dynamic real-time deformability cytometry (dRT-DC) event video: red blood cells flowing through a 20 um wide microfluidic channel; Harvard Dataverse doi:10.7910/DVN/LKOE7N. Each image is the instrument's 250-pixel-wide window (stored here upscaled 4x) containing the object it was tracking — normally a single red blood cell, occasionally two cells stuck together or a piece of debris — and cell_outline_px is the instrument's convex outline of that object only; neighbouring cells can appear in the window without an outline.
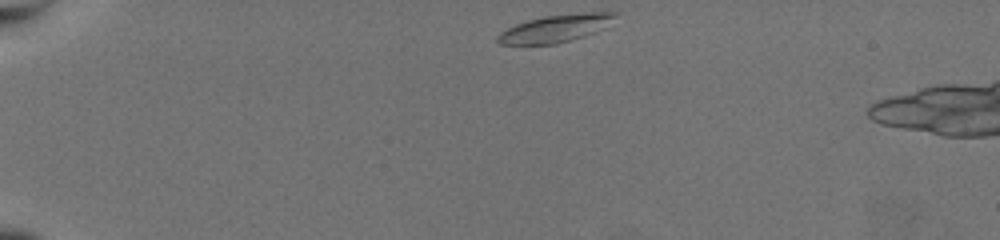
{"species": "common noctule bat (a hibernating species)", "species_latin": "Nyctalus noctula", "temperature_condition": "warm", "stored_images_in_passage": 45, "camera_frame_rate_fps": 3000, "um_per_image_px": 0.085, "animal": {"sex": "female", "body_mass_g": 19.5, "forearm_length_mm": 54.1}, "frame": {"image": 1, "passage_image": 1, "time_ms": 0.0, "image_size_px": [1000, 240], "cell_outline_px": [[616, 16], [604, 28], [596, 32], [584, 36], [556, 44], [500, 44], [496, 40], [496, 36], [500, 32], [516, 24], [528, 20], [544, 16], [584, 12], [616, 12]], "centroid_in_image_um": [47.21, 2.41], "position_along_channel_um": 37.8, "area_um2": 18.67}}
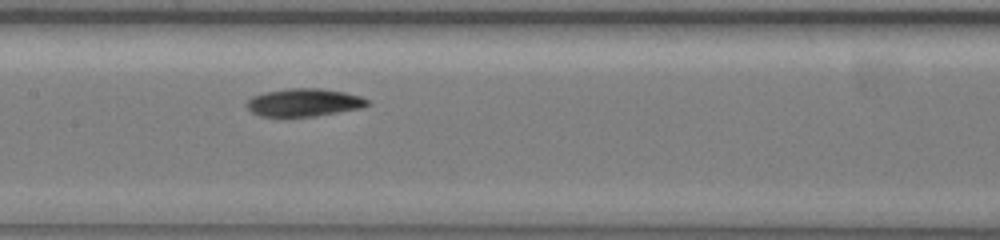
{"frame": {"image": 2, "passage_image": 19, "time_ms": 6.0, "image_size_px": [1000, 240], "cell_outline_px": [[372, 104], [360, 108], [316, 116], [260, 116], [252, 112], [244, 104], [252, 96], [264, 92], [288, 88], [320, 88], [344, 92], [360, 96], [368, 100]], "centroid_in_image_um": [25.83, 8.7], "position_along_channel_um": 181.6, "area_um2": 19.59}}
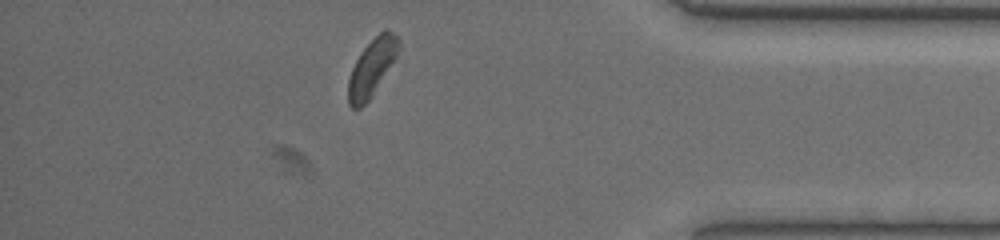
{"frame": {"image": 3, "passage_image": 39, "time_ms": 12.667, "image_size_px": [1000, 240], "cell_outline_px": [[400, 48], [396, 56], [372, 96], [360, 108], [352, 108], [348, 104], [348, 80], [352, 68], [360, 52], [384, 28], [388, 28], [400, 36]], "centroid_in_image_um": [31.62, 5.7], "position_along_channel_um": 403.6, "area_um2": 16.7}, "authors_computed_cell_mechanics": {"area_um2": 19.0162, "velocity_mm_per_s": 3.6736, "shape_relaxation_time_tau1_ms": 3.3098, "shape_relaxation_time_tau2_ms": 3.3694, "deformation_change_tau1": 0.1118, "deformation_change_tau2": 0.0802}}